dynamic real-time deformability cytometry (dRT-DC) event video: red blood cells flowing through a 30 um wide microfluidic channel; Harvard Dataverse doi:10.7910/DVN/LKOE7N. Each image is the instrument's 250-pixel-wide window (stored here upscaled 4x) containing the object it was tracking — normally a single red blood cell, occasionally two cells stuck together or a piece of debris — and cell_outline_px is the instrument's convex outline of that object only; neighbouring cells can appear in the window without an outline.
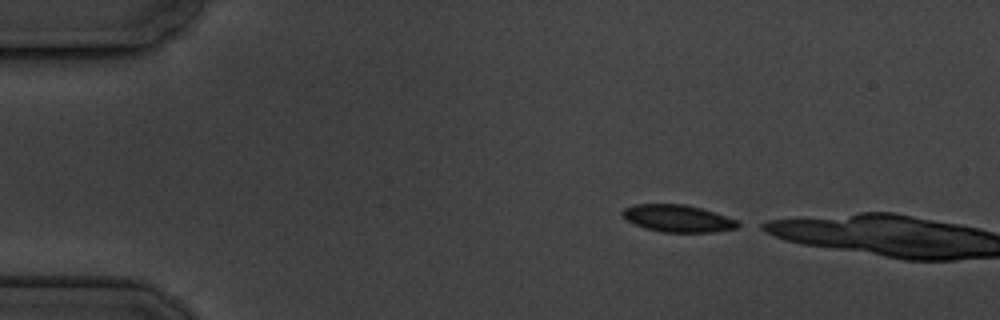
{"species": "common noctule bat (a hibernating species)", "species_latin": "Nyctalus noctula", "temperature_condition": "cold", "stored_images_in_passage": 2, "camera_frame_rate_fps": 3000, "um_per_image_px": 0.085, "animal": {"sex": "male", "body_mass_g": 19.5, "forearm_length_mm": 54.6}, "frame": {"image": 1, "passage_image": 1, "time_ms": 0.0, "image_size_px": [1000, 320], "cell_outline_px": [[744, 224], [736, 228], [712, 232], [664, 232], [644, 228], [628, 220], [620, 212], [624, 208], [636, 204], [684, 204], [700, 208], [736, 220]], "centroid_in_image_um": [57.61, 18.57], "position_along_channel_um": 27.4, "area_um2": 18.03}}